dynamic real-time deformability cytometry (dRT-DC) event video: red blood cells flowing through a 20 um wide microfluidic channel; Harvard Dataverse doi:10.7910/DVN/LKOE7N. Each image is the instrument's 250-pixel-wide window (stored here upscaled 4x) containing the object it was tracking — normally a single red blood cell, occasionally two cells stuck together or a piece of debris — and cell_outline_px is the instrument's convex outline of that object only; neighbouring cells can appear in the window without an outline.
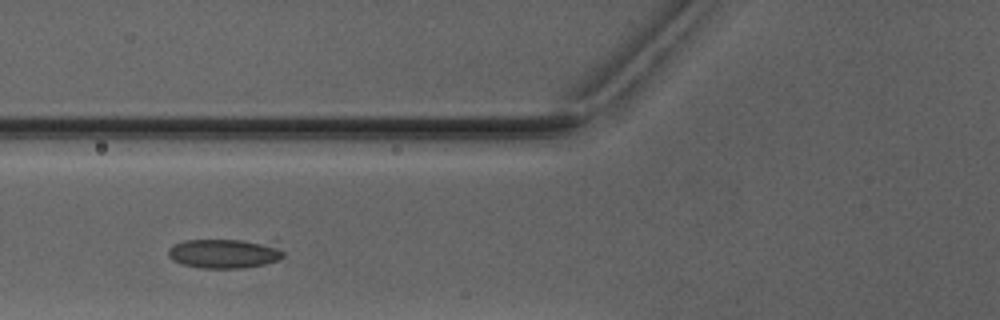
{"species": "Egyptian fruit bat (a non-hibernating species)", "species_latin": "Rousettus aegyptiacus", "temperature_condition": "warm", "stored_images_in_passage": 4, "camera_frame_rate_fps": 3000, "um_per_image_px": 0.085, "animal": {"sex": "male"}, "frame": {"image": 1, "passage_image": 2, "time_ms": 1.333, "image_size_px": [1000, 320], "cell_outline_px": [[284, 256], [280, 260], [264, 264], [240, 268], [200, 268], [184, 264], [172, 260], [168, 256], [168, 248], [184, 240], [276, 236], [284, 252]], "centroid_in_image_um": [19.32, 21.44], "position_along_channel_um": 106.5, "area_um2": 21.73}}
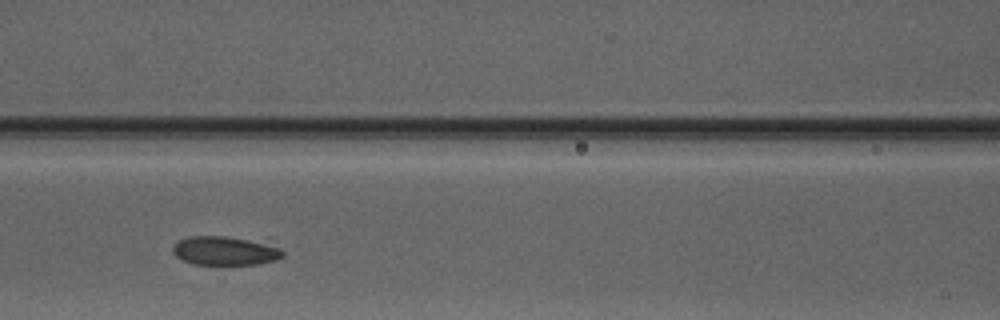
{"frame": {"image": 2, "passage_image": 3, "time_ms": 2.333, "image_size_px": [1000, 320], "cell_outline_px": [[284, 256], [276, 260], [260, 264], [192, 264], [176, 256], [172, 252], [172, 248], [180, 240], [188, 236], [268, 236], [284, 252]], "centroid_in_image_um": [19.35, 21.25], "position_along_channel_um": 147.3, "area_um2": 19.83}}
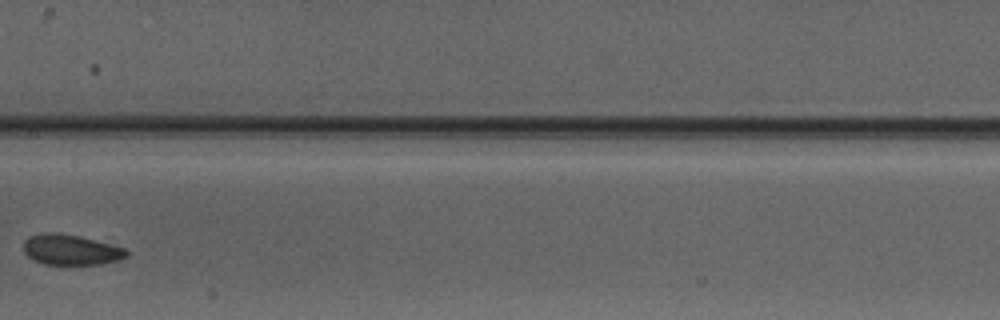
{"frame": {"image": 3, "passage_image": 4, "time_ms": 3.667, "image_size_px": [1000, 320], "cell_outline_px": [[128, 256], [120, 260], [100, 264], [44, 264], [32, 260], [24, 252], [24, 240], [32, 236], [44, 232], [56, 232], [80, 236], [124, 248], [128, 252]], "centroid_in_image_um": [6.01, 21.23], "position_along_channel_um": 201.4, "area_um2": 18.21}}